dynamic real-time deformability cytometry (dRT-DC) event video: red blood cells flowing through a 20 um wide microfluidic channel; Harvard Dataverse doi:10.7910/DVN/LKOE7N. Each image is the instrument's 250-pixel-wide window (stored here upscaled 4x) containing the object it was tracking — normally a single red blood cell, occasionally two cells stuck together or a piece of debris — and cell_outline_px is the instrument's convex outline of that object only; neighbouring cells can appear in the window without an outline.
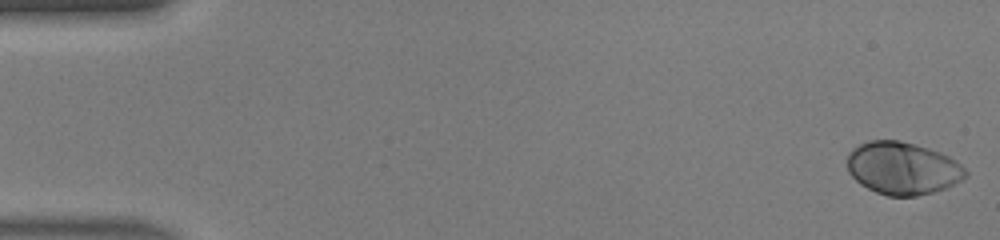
{"species": "human", "species_latin": "Homo sapiens", "temperature_condition": "warm", "stored_images_in_passage": 47, "camera_frame_rate_fps": 3000, "um_per_image_px": 0.085, "donor": {"sex": "male"}, "frame": {"image": 1, "passage_image": 1, "time_ms": 0.0, "image_size_px": [1000, 240], "cell_outline_px": [[968, 176], [944, 188], [932, 192], [916, 196], [888, 196], [876, 192], [860, 184], [848, 172], [848, 152], [852, 148], [868, 140], [900, 140], [928, 148], [940, 152], [956, 160], [968, 172]], "centroid_in_image_um": [76.71, 14.29], "position_along_channel_um": 8.3, "area_um2": 36.18}}
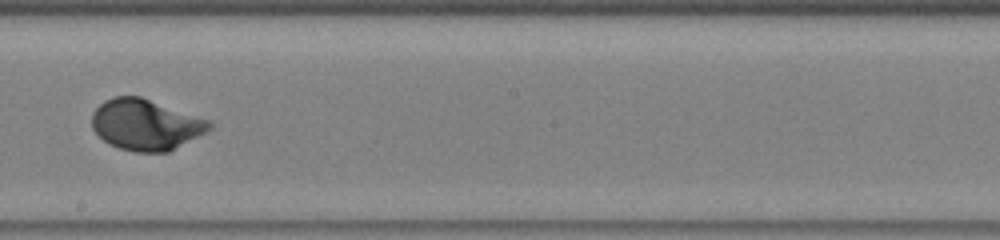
{"frame": {"image": 2, "passage_image": 27, "time_ms": 8.667, "image_size_px": [1000, 240], "cell_outline_px": [[212, 128], [168, 152], [136, 152], [120, 148], [108, 144], [92, 128], [92, 112], [104, 100], [116, 96], [140, 96], [212, 120]], "centroid_in_image_um": [12.39, 10.58], "position_along_channel_um": 235.8, "area_um2": 34.85}}
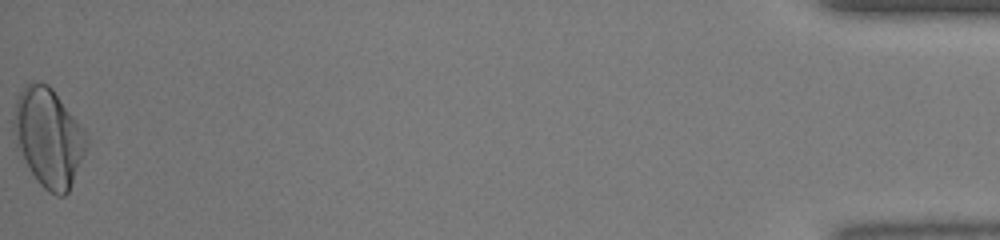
{"frame": {"image": 3, "passage_image": 47, "time_ms": 15.333, "image_size_px": [1000, 240], "cell_outline_px": [[88, 144], [68, 192], [64, 196], [56, 196], [48, 192], [36, 180], [28, 168], [16, 148], [12, 128], [12, 116], [16, 100], [24, 84], [32, 80], [36, 80], [48, 84], [52, 88], [84, 128], [88, 136]], "centroid_in_image_um": [4.09, 11.65], "position_along_channel_um": 431.1, "area_um2": 42.43}, "authors_computed_cell_mechanics": {"area_um2": 34.68, "velocity_mm_per_s": 4.4103, "shape_relaxation_time_tau1_ms": 2.3585, "shape_relaxation_time_tau2_ms": null, "deformation_change_tau1": 0.1687, "deformation_change_tau2": null}}